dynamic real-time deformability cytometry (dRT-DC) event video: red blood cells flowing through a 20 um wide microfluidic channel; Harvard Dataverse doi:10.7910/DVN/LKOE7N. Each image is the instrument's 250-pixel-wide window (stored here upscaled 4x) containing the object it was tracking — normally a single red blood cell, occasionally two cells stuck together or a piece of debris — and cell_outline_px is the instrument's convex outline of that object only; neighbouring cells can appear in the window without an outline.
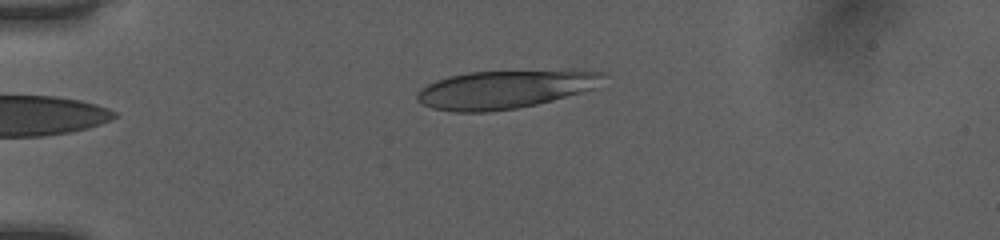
{"species": "human", "species_latin": "Homo sapiens", "temperature_condition": "room temperature", "stored_images_in_passage": 34, "camera_frame_rate_fps": 3000, "um_per_image_px": 0.085, "donor": {"sex": "female"}, "frame": {"image": 1, "passage_image": 1, "time_ms": 0.0, "image_size_px": [1000, 240], "cell_outline_px": [[604, 72], [596, 88], [552, 100], [536, 104], [516, 108], [488, 112], [456, 112], [432, 108], [416, 100], [416, 92], [420, 88], [436, 80], [448, 76], [468, 72], [568, 68]], "centroid_in_image_um": [42.93, 7.56], "position_along_channel_um": 42.1, "area_um2": 42.31}}
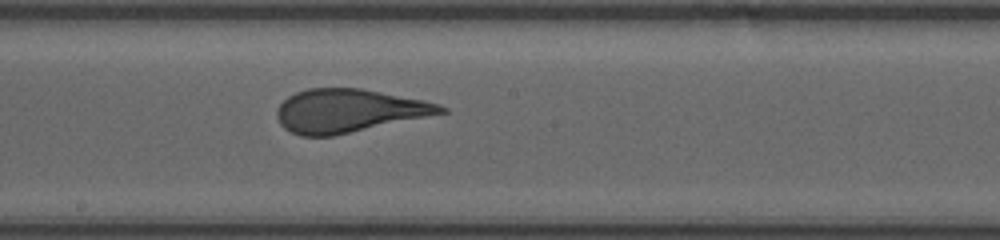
{"frame": {"image": 2, "passage_image": 17, "time_ms": 5.333, "image_size_px": [1000, 240], "cell_outline_px": [[448, 112], [332, 136], [300, 136], [284, 128], [280, 124], [276, 116], [276, 112], [280, 104], [288, 96], [296, 92], [308, 88], [360, 88], [440, 104], [448, 108]], "centroid_in_image_um": [29.6, 9.42], "position_along_channel_um": 218.6, "area_um2": 40.92}}
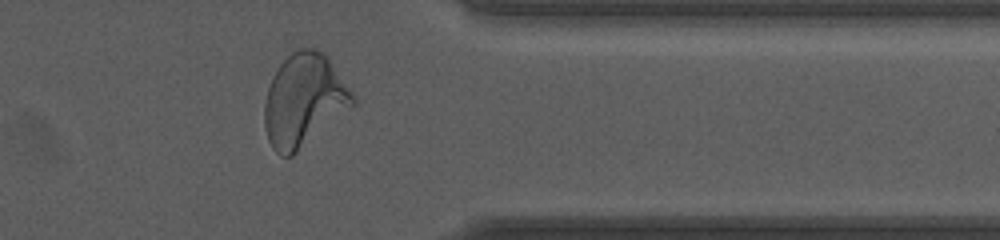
{"frame": {"image": 3, "passage_image": 30, "time_ms": 9.667, "image_size_px": [1000, 240], "cell_outline_px": [[356, 104], [292, 156], [280, 156], [272, 148], [268, 140], [264, 124], [264, 104], [268, 88], [272, 76], [280, 64], [292, 52], [300, 48], [316, 48], [324, 52], [328, 56], [352, 92], [356, 100]], "centroid_in_image_um": [25.84, 8.52], "position_along_channel_um": 385.6, "area_um2": 47.69}, "authors_computed_cell_mechanics": {"area_um2": 42.2807, "velocity_mm_per_s": 4.0318, "shape_relaxation_time_tau1_ms": 4.8899, "shape_relaxation_time_tau2_ms": null, "deformation_change_tau1": 0.2015, "deformation_change_tau2": null}}